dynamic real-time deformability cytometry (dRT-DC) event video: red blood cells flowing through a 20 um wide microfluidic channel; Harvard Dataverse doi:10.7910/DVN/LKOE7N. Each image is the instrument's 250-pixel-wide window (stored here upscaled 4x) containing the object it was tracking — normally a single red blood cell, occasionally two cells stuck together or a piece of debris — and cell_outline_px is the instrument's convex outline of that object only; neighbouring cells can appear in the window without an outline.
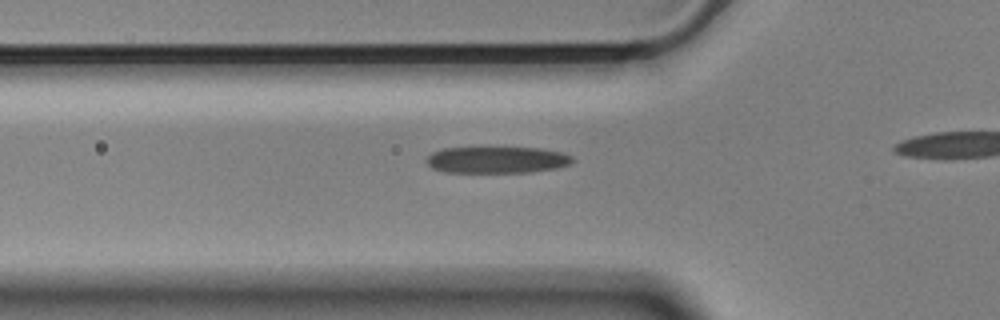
{"species": "Egyptian fruit bat (a non-hibernating species)", "species_latin": "Rousettus aegyptiacus", "temperature_condition": "cold", "stored_images_in_passage": 41, "camera_frame_rate_fps": 3000, "um_per_image_px": 0.085, "animal": {"sex": "male"}, "frame": {"image": 1, "passage_image": 14, "time_ms": 4.333, "image_size_px": [1000, 320], "cell_outline_px": [[576, 160], [568, 164], [556, 168], [528, 172], [444, 172], [432, 168], [424, 160], [432, 152], [444, 148], [540, 148], [560, 152], [572, 156]], "centroid_in_image_um": [42.22, 13.59], "position_along_channel_um": 83.6, "area_um2": 22.48}}
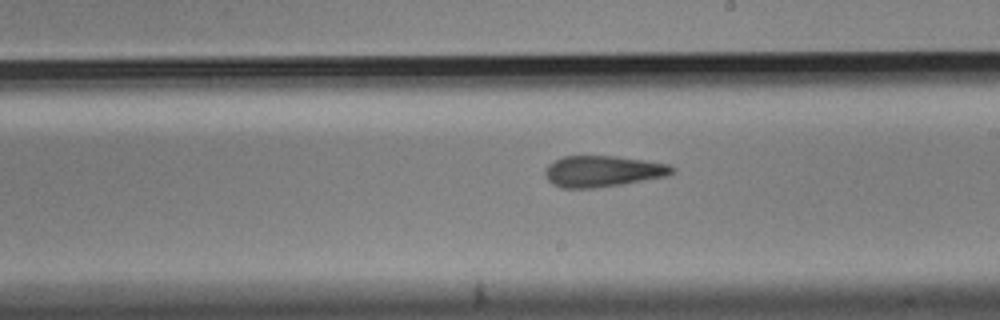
{"frame": {"image": 2, "passage_image": 27, "time_ms": 8.667, "image_size_px": [1000, 320], "cell_outline_px": [[676, 172], [668, 176], [596, 188], [560, 188], [552, 184], [544, 176], [544, 168], [552, 160], [564, 156], [616, 156], [644, 160], [668, 164], [676, 168]], "centroid_in_image_um": [51.2, 14.55], "position_along_channel_um": 237.8, "area_um2": 23.35}}
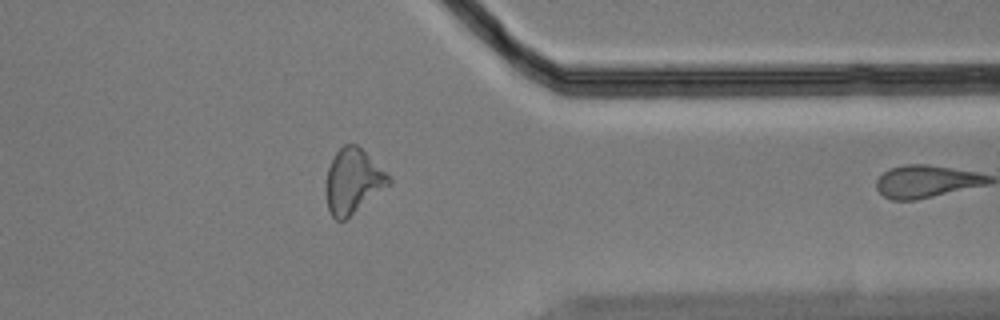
{"frame": {"image": 3, "passage_image": 40, "time_ms": 13.0, "image_size_px": [1000, 320], "cell_outline_px": [[392, 184], [344, 220], [336, 220], [332, 216], [328, 208], [324, 188], [328, 168], [336, 152], [344, 144], [356, 144], [392, 176]], "centroid_in_image_um": [30.02, 15.4], "position_along_channel_um": 381.4, "area_um2": 23.87}}